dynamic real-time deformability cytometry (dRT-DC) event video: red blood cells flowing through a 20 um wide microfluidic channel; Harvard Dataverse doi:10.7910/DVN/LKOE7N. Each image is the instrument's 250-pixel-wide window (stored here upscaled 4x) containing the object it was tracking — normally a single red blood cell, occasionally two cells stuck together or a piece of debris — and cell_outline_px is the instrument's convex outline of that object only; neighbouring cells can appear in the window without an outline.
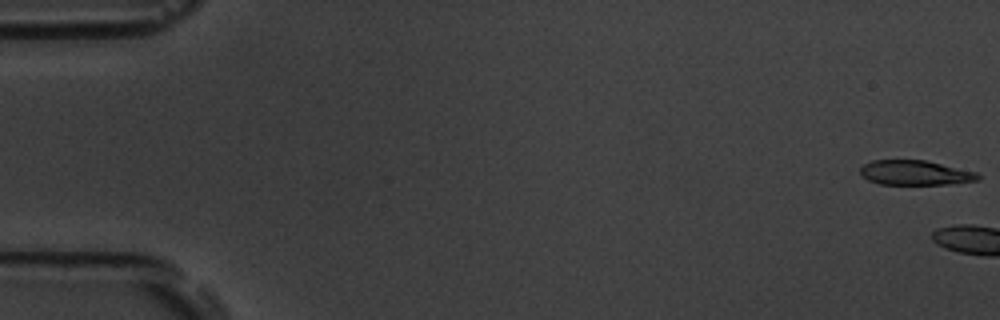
{"species": "common noctule bat (a hibernating species)", "species_latin": "Nyctalus noctula", "temperature_condition": "room temperature", "stored_images_in_passage": 4, "camera_frame_rate_fps": 3000, "um_per_image_px": 0.085, "animal": {"sex": "male", "body_mass_g": 19.5, "forearm_length_mm": 54.6}, "frame": {"image": 1, "passage_image": 1, "time_ms": 0.0, "image_size_px": [1000, 320], "cell_outline_px": [[980, 180], [948, 184], [880, 184], [868, 180], [860, 176], [860, 168], [864, 164], [872, 160], [924, 160], [976, 172], [980, 176]], "centroid_in_image_um": [77.75, 14.69], "position_along_channel_um": 7.2, "area_um2": 16.88}}